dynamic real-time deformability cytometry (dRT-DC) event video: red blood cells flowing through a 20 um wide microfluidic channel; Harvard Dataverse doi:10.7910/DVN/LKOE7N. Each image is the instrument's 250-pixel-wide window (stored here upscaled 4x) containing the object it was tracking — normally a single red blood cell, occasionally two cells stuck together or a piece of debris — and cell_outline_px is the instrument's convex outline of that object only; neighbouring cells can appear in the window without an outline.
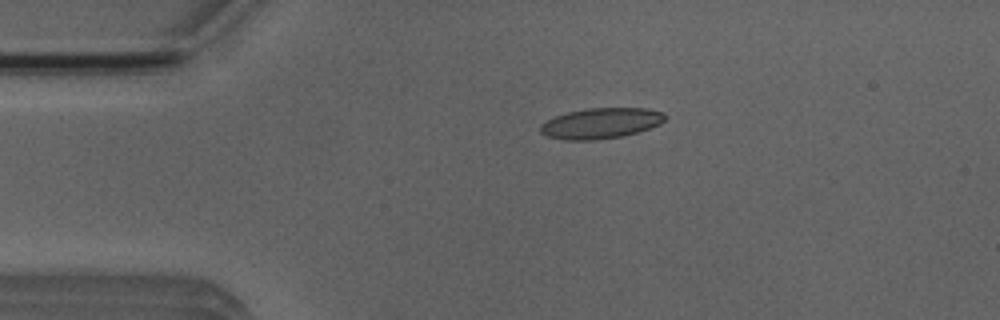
{"species": "Egyptian fruit bat (a non-hibernating species)", "species_latin": "Rousettus aegyptiacus", "temperature_condition": "room temperature", "stored_images_in_passage": 4, "camera_frame_rate_fps": 3000, "um_per_image_px": 0.085, "animal": {"sex": "male"}, "frame": {"image": 1, "passage_image": 3, "time_ms": 3.0, "image_size_px": [1000, 320], "cell_outline_px": [[668, 116], [660, 124], [624, 136], [596, 140], [564, 140], [548, 136], [540, 132], [540, 124], [556, 116], [568, 112], [588, 108], [644, 108], [664, 112]], "centroid_in_image_um": [51.09, 10.48], "position_along_channel_um": 33.9, "area_um2": 22.2}}